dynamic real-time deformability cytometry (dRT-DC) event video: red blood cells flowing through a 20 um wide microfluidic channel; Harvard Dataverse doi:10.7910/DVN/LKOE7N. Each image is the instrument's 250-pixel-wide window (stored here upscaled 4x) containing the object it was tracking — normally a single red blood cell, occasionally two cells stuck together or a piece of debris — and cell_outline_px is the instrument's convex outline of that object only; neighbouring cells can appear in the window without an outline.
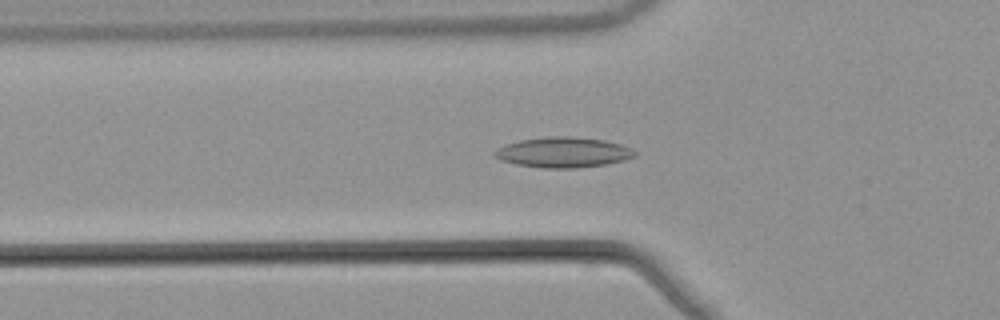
{"species": "common noctule bat (a hibernating species)", "species_latin": "Nyctalus noctula", "temperature_condition": "warm", "stored_images_in_passage": 53, "camera_frame_rate_fps": 3000, "um_per_image_px": 0.085, "animal": {"sex": "male", "body_mass_g": 21.5, "forearm_length_mm": 52.0}, "frame": {"image": 1, "passage_image": 18, "time_ms": 5.667, "image_size_px": [1000, 320], "cell_outline_px": [[636, 156], [624, 160], [604, 164], [576, 168], [544, 168], [516, 164], [500, 160], [492, 156], [492, 152], [496, 148], [520, 140], [548, 136], [568, 136], [604, 140], [620, 144], [632, 148], [636, 152]], "centroid_in_image_um": [47.84, 12.95], "position_along_channel_um": 78.0, "area_um2": 24.8}}
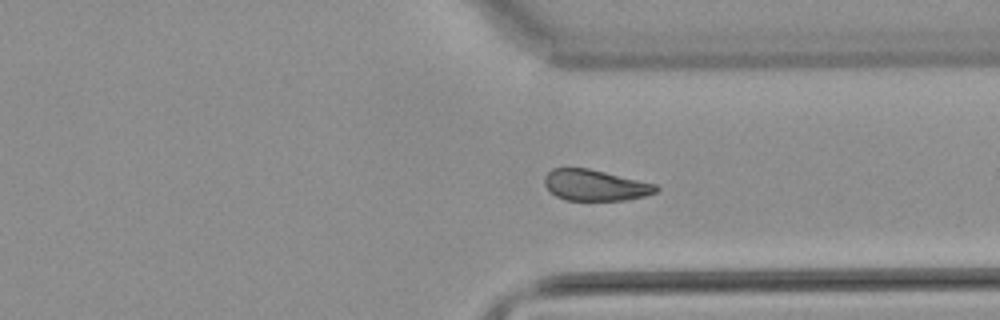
{"frame": {"image": 2, "passage_image": 40, "time_ms": 13.0, "image_size_px": [1000, 320], "cell_outline_px": [[660, 188], [656, 192], [644, 196], [624, 200], [564, 200], [556, 196], [544, 184], [544, 176], [552, 168], [588, 168], [656, 184]], "centroid_in_image_um": [50.58, 15.74], "position_along_channel_um": 360.8, "area_um2": 20.06}}
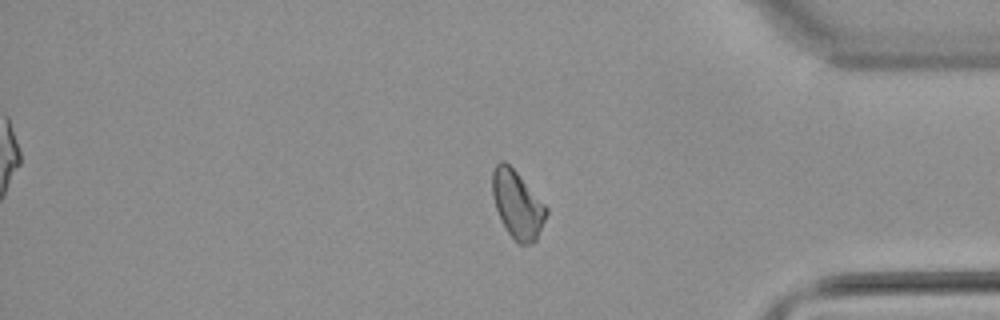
{"frame": {"image": 3, "passage_image": 44, "time_ms": 14.333, "image_size_px": [1000, 320], "cell_outline_px": [[548, 212], [536, 240], [532, 244], [520, 244], [508, 232], [496, 208], [492, 196], [492, 172], [496, 164], [500, 160], [504, 160], [516, 172], [548, 208]], "centroid_in_image_um": [43.97, 17.37], "position_along_channel_um": 391.2, "area_um2": 20.81}}